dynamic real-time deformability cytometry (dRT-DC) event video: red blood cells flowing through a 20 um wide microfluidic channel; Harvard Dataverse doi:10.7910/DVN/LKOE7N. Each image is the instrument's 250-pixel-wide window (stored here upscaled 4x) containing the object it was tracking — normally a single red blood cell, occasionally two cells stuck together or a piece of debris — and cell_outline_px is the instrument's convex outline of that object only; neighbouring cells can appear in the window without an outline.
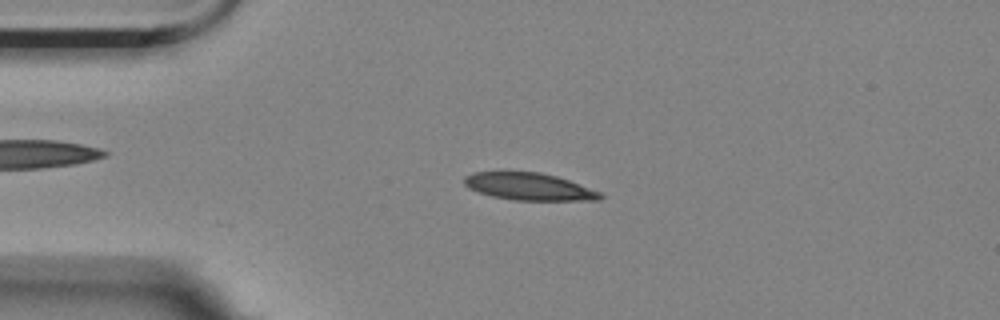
{"species": "Egyptian fruit bat (a non-hibernating species)", "species_latin": "Rousettus aegyptiacus", "temperature_condition": "room temperature", "stored_images_in_passage": 55, "camera_frame_rate_fps": 3000, "um_per_image_px": 0.085, "animal": {"sex": "female"}, "frame": {"image": 1, "passage_image": 12, "time_ms": 3.667, "image_size_px": [1000, 320], "cell_outline_px": [[604, 196], [600, 200], [516, 200], [492, 196], [468, 188], [464, 184], [464, 176], [476, 172], [540, 172], [556, 176], [568, 180], [600, 192]], "centroid_in_image_um": [44.96, 15.86], "position_along_channel_um": 40.0, "area_um2": 21.33}}
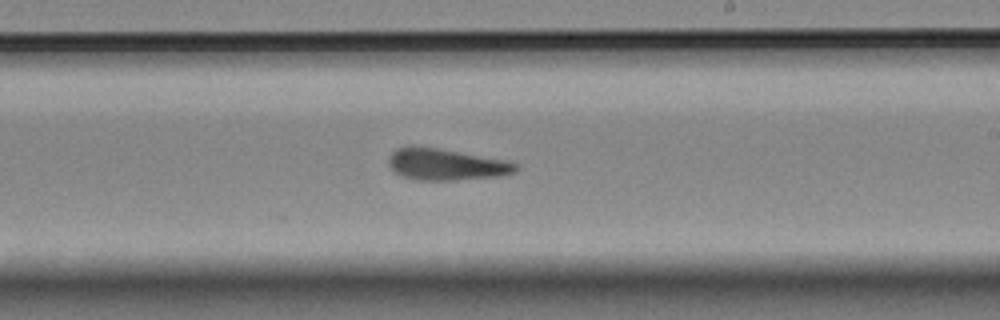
{"frame": {"image": 2, "passage_image": 32, "time_ms": 10.333, "image_size_px": [1000, 320], "cell_outline_px": [[520, 168], [516, 172], [500, 176], [456, 180], [412, 180], [400, 176], [388, 164], [388, 160], [392, 152], [396, 148], [408, 144], [436, 148], [512, 160], [520, 164]], "centroid_in_image_um": [37.96, 13.97], "position_along_channel_um": 251.0, "area_um2": 24.04}}
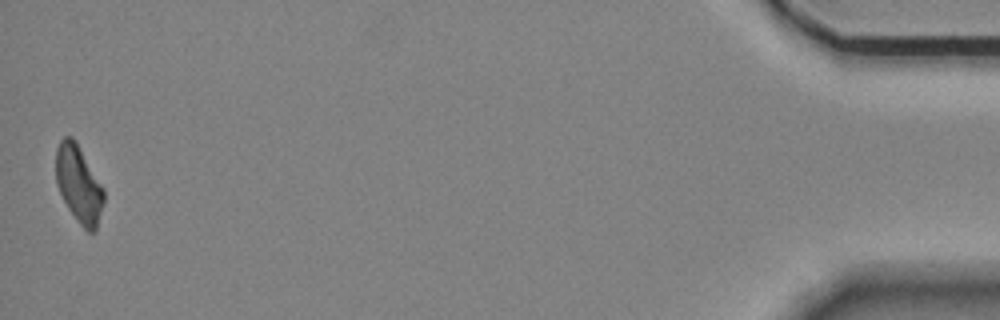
{"frame": {"image": 3, "passage_image": 55, "time_ms": 18.0, "image_size_px": [1000, 320], "cell_outline_px": [[104, 200], [96, 232], [88, 232], [80, 224], [68, 208], [56, 184], [56, 148], [60, 140], [64, 136], [72, 136], [76, 140], [104, 188]], "centroid_in_image_um": [6.7, 15.63], "position_along_channel_um": 428.5, "area_um2": 21.62}, "authors_computed_cell_mechanics": {"area_um2": 22.4842, "velocity_mm_per_s": 3.5077, "shape_relaxation_time_tau1_ms": 8.0882, "shape_relaxation_time_tau2_ms": 3.7946, "deformation_change_tau1": 0.2, "deformation_change_tau2": 0.1214}}